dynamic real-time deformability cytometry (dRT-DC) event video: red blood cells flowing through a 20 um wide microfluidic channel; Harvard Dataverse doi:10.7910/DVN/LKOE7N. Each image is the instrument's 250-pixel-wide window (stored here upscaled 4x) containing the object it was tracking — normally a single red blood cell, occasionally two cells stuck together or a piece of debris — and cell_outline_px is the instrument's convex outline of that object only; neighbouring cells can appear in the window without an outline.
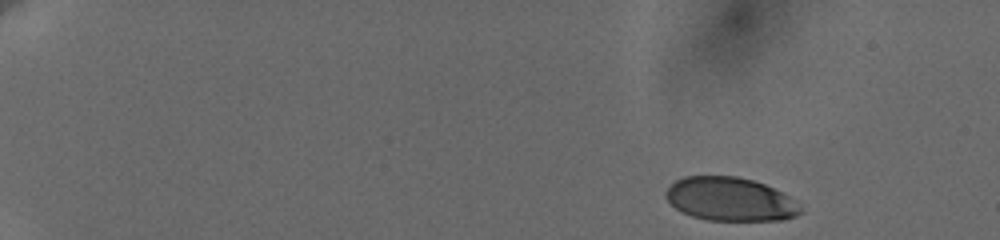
{"species": "human", "species_latin": "Homo sapiens", "temperature_condition": "cold", "stored_images_in_passage": 23, "camera_frame_rate_fps": 3000, "um_per_image_px": 0.085, "donor": {"sex": "female"}, "frame": {"image": 1, "passage_image": 1, "time_ms": 0.0, "image_size_px": [1000, 240], "cell_outline_px": [[804, 212], [796, 216], [784, 220], [708, 220], [692, 216], [676, 208], [664, 196], [664, 192], [676, 180], [684, 176], [736, 176], [752, 180], [764, 184], [784, 192]], "centroid_in_image_um": [62.06, 16.93], "position_along_channel_um": 22.9, "area_um2": 34.04}}
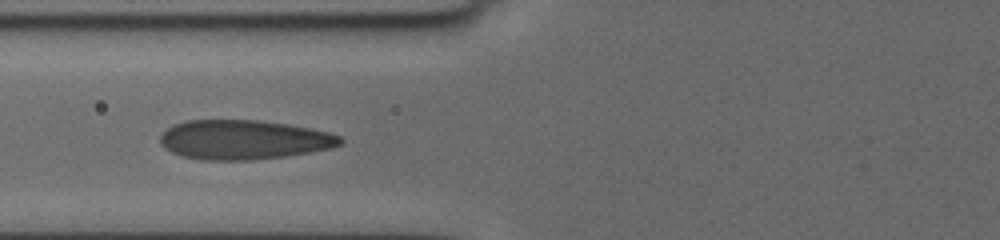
{"frame": {"image": 2, "passage_image": 20, "time_ms": 6.333, "image_size_px": [1000, 240], "cell_outline_px": [[344, 140], [340, 144], [332, 148], [284, 156], [252, 160], [204, 160], [180, 156], [164, 148], [160, 144], [160, 136], [172, 124], [188, 120], [260, 120], [288, 124], [328, 132], [340, 136]], "centroid_in_image_um": [20.68, 11.87], "position_along_channel_um": 105.1, "area_um2": 41.38}}
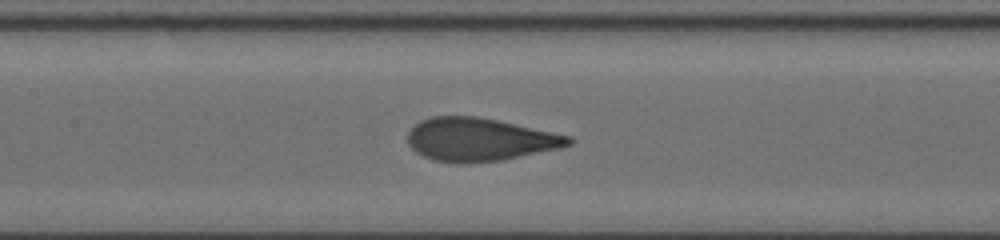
{"frame": {"image": 3, "passage_image": 23, "time_ms": 8.0, "image_size_px": [1000, 240], "cell_outline_px": [[572, 144], [564, 148], [504, 160], [460, 164], [436, 160], [424, 156], [416, 152], [408, 144], [408, 132], [420, 120], [432, 116], [476, 116], [496, 120], [572, 136]], "centroid_in_image_um": [40.8, 11.87], "position_along_channel_um": 166.6, "area_um2": 40.58}}